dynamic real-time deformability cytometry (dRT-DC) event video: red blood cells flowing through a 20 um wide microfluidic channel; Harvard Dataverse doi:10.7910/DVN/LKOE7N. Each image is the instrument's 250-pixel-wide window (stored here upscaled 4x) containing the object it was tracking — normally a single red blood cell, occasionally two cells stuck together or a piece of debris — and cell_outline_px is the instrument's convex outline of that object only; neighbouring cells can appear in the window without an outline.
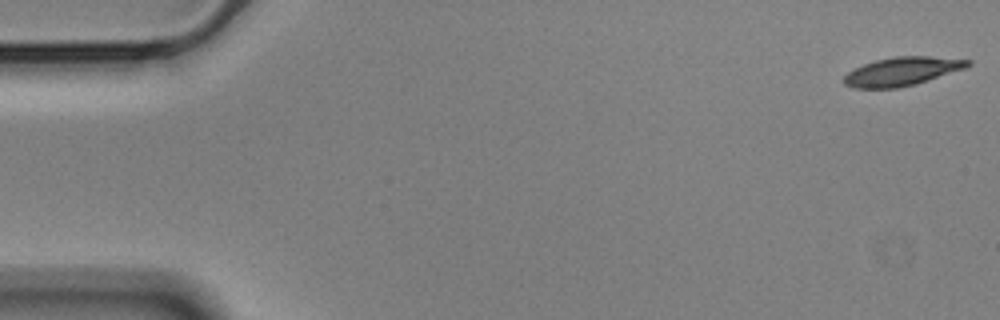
{"species": "Egyptian fruit bat (a non-hibernating species)", "species_latin": "Rousettus aegyptiacus", "temperature_condition": "cold", "stored_images_in_passage": 55, "camera_frame_rate_fps": 3000, "um_per_image_px": 0.085, "animal": {"sex": "male"}, "frame": {"image": 1, "passage_image": 1, "time_ms": 0.0, "image_size_px": [1000, 320], "cell_outline_px": [[972, 64], [964, 68], [916, 84], [896, 88], [852, 88], [844, 84], [844, 76], [848, 72], [864, 64], [876, 60], [892, 56], [928, 56], [972, 60]], "centroid_in_image_um": [76.66, 6.06], "position_along_channel_um": 8.3, "area_um2": 20.46}}
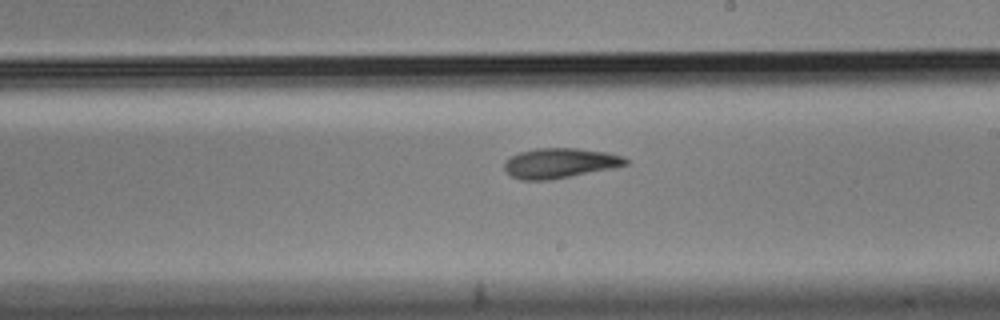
{"frame": {"image": 2, "passage_image": 32, "time_ms": 10.333, "image_size_px": [1000, 320], "cell_outline_px": [[628, 164], [616, 168], [552, 180], [520, 180], [512, 176], [504, 168], [504, 160], [520, 152], [536, 148], [576, 148], [604, 152], [624, 156], [628, 160]], "centroid_in_image_um": [47.61, 13.87], "position_along_channel_um": 241.4, "area_um2": 21.39}}
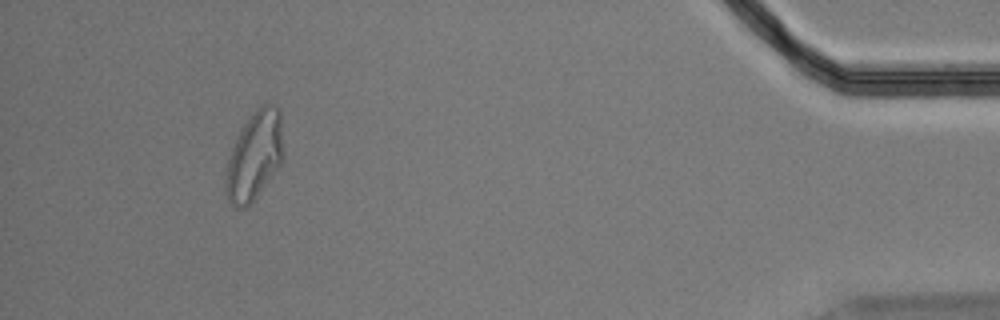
{"frame": {"image": 3, "passage_image": 52, "time_ms": 17.0, "image_size_px": [1000, 320], "cell_outline_px": [[284, 160], [256, 196], [244, 208], [236, 208], [228, 200], [224, 192], [224, 180], [228, 160], [232, 148], [244, 124], [252, 112], [260, 104], [272, 104], [280, 108], [284, 152]], "centroid_in_image_um": [21.64, 13.22], "position_along_channel_um": 413.6, "area_um2": 29.88}}